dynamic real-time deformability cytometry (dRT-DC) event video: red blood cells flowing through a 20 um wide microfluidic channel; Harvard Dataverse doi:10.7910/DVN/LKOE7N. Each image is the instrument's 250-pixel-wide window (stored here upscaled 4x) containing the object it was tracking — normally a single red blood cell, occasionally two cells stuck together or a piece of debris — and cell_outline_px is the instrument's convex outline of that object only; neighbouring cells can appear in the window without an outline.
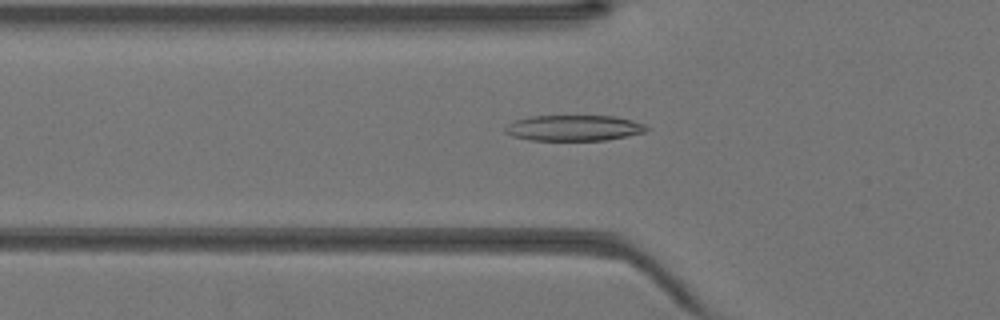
{"species": "Egyptian fruit bat (a non-hibernating species)", "species_latin": "Rousettus aegyptiacus", "temperature_condition": "warm", "stored_images_in_passage": 45, "camera_frame_rate_fps": 3000, "um_per_image_px": 0.085, "animal": {"sex": "female"}, "frame": {"image": 1, "passage_image": 16, "time_ms": 5.0, "image_size_px": [1000, 320], "cell_outline_px": [[652, 128], [644, 132], [628, 136], [604, 140], [532, 140], [512, 136], [504, 132], [504, 128], [508, 124], [516, 120], [528, 116], [616, 116], [632, 120], [644, 124]], "centroid_in_image_um": [48.79, 10.87], "position_along_channel_um": 77.0, "area_um2": 21.27}}
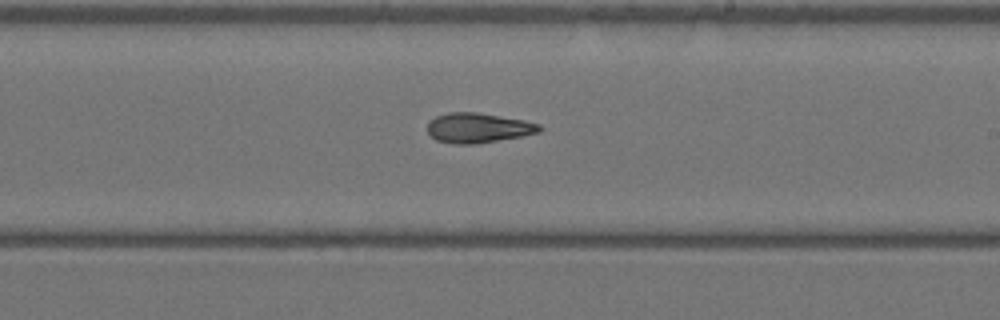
{"frame": {"image": 2, "passage_image": 27, "time_ms": 8.667, "image_size_px": [1000, 320], "cell_outline_px": [[544, 128], [540, 132], [520, 136], [476, 144], [452, 144], [436, 140], [428, 132], [428, 120], [436, 116], [448, 112], [476, 112], [524, 120], [540, 124]], "centroid_in_image_um": [40.63, 10.87], "position_along_channel_um": 248.4, "area_um2": 19.54}}
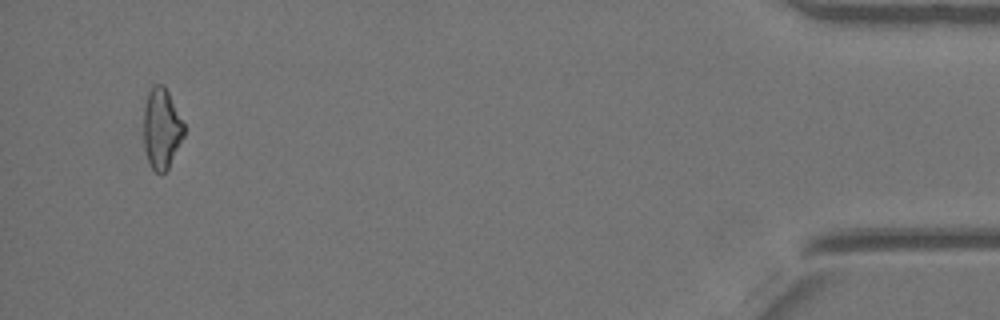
{"frame": {"image": 3, "passage_image": 43, "time_ms": 14.0, "image_size_px": [1000, 320], "cell_outline_px": [[184, 136], [168, 168], [164, 172], [156, 172], [152, 168], [148, 160], [144, 148], [144, 104], [148, 92], [156, 84], [164, 84], [184, 124]], "centroid_in_image_um": [13.72, 10.91], "position_along_channel_um": 421.5, "area_um2": 18.73}}